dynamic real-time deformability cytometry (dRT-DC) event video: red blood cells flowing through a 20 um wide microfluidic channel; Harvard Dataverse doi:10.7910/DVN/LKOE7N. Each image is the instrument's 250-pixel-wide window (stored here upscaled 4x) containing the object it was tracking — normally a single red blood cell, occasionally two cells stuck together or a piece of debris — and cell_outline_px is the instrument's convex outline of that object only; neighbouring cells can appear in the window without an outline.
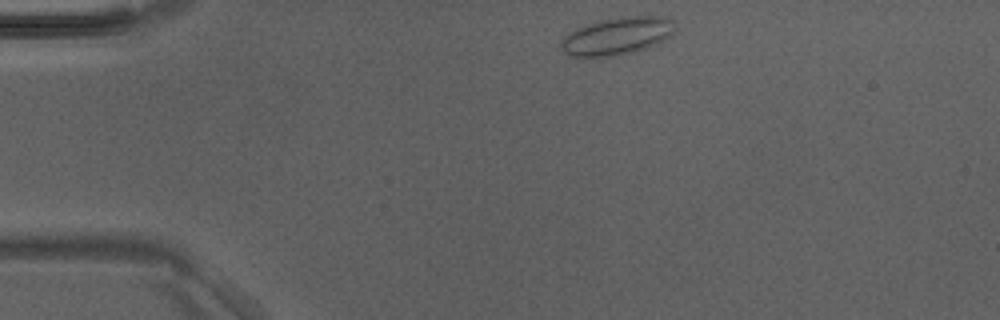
{"species": "Egyptian fruit bat (a non-hibernating species)", "species_latin": "Rousettus aegyptiacus", "temperature_condition": "room temperature", "stored_images_in_passage": 39, "camera_frame_rate_fps": 3000, "um_per_image_px": 0.085, "animal": {"sex": "male"}, "frame": {"image": 1, "passage_image": 1, "time_ms": 0.0, "image_size_px": [1000, 320], "cell_outline_px": [[676, 20], [672, 36], [656, 44], [632, 52], [612, 56], [584, 60], [580, 60], [568, 56], [560, 48], [560, 40], [564, 36], [576, 28], [600, 20], [628, 16], [664, 16]], "centroid_in_image_um": [52.4, 3.1], "position_along_channel_um": 32.6, "area_um2": 25.66}}
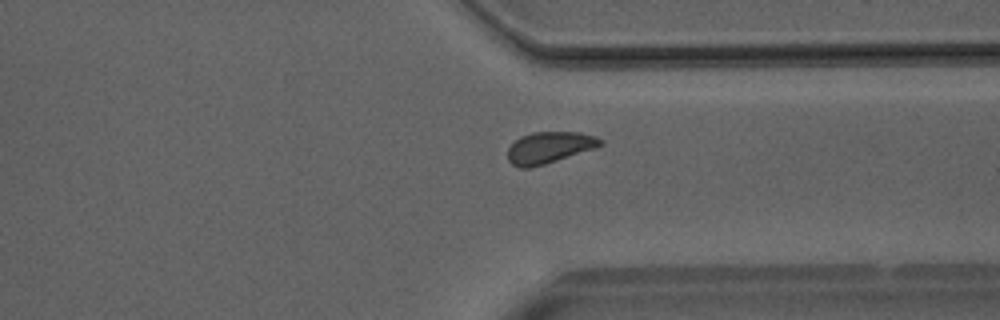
{"frame": {"image": 2, "passage_image": 28, "time_ms": 9.0, "image_size_px": [1000, 320], "cell_outline_px": [[604, 144], [544, 164], [528, 168], [520, 168], [512, 164], [508, 160], [508, 148], [520, 136], [532, 132], [580, 132], [596, 136], [604, 140]], "centroid_in_image_um": [46.67, 12.52], "position_along_channel_um": 364.7, "area_um2": 16.76}}
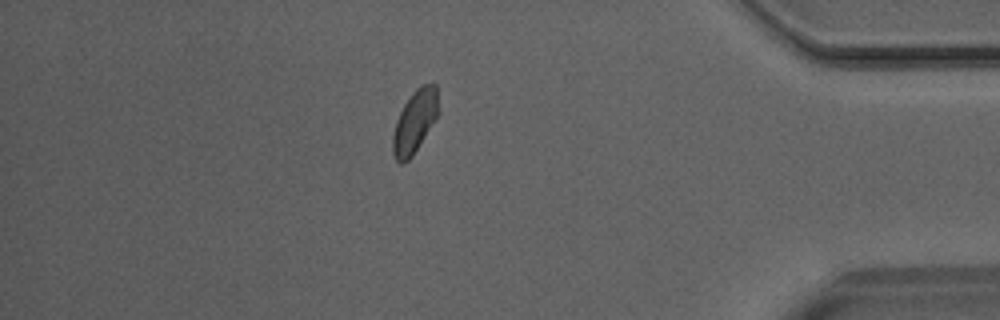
{"frame": {"image": 3, "passage_image": 33, "time_ms": 10.667, "image_size_px": [1000, 320], "cell_outline_px": [[440, 112], [412, 156], [404, 164], [400, 164], [396, 160], [392, 152], [392, 136], [396, 120], [404, 104], [412, 92], [420, 84], [436, 84], [440, 108]], "centroid_in_image_um": [35.26, 10.32], "position_along_channel_um": 399.9, "area_um2": 16.88}}